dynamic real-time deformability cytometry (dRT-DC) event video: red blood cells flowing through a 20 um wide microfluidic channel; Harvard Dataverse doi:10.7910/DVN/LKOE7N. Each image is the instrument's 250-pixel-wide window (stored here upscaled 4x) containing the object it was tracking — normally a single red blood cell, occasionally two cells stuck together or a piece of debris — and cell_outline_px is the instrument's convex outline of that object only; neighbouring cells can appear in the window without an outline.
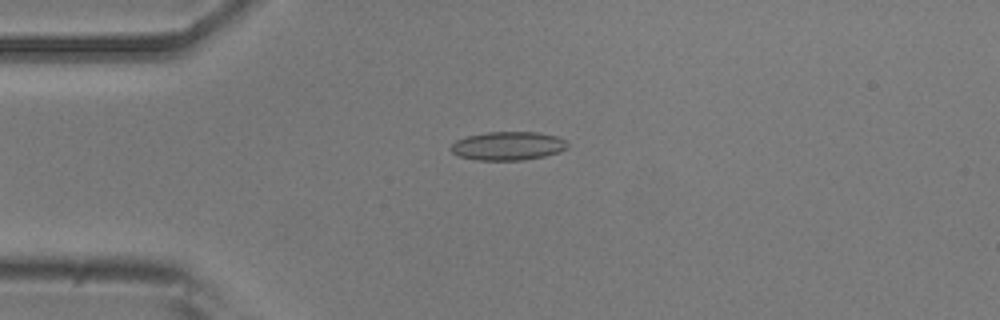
{"species": "common noctule bat (a hibernating species)", "species_latin": "Nyctalus noctula", "temperature_condition": "room temperature", "stored_images_in_passage": 53, "camera_frame_rate_fps": 3000, "um_per_image_px": 0.085, "animal": {"sex": "male", "body_mass_g": 20.5, "forearm_length_mm": 52.5}, "frame": {"image": 1, "passage_image": 13, "time_ms": 4.0, "image_size_px": [1000, 320], "cell_outline_px": [[568, 144], [560, 152], [544, 156], [524, 160], [476, 160], [460, 156], [452, 152], [448, 148], [456, 140], [468, 136], [488, 132], [536, 132], [556, 136], [564, 140]], "centroid_in_image_um": [43.15, 12.4], "position_along_channel_um": 41.9, "area_um2": 19.31}}
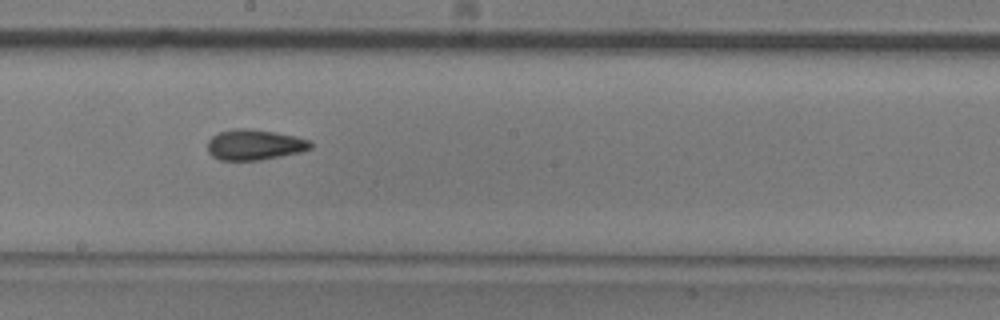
{"frame": {"image": 2, "passage_image": 29, "time_ms": 9.333, "image_size_px": [1000, 320], "cell_outline_px": [[312, 148], [300, 152], [260, 160], [220, 160], [212, 156], [208, 152], [208, 140], [212, 136], [220, 132], [236, 128], [244, 128], [272, 132], [296, 136], [308, 140], [312, 144]], "centroid_in_image_um": [21.61, 12.31], "position_along_channel_um": 226.6, "area_um2": 18.15}}
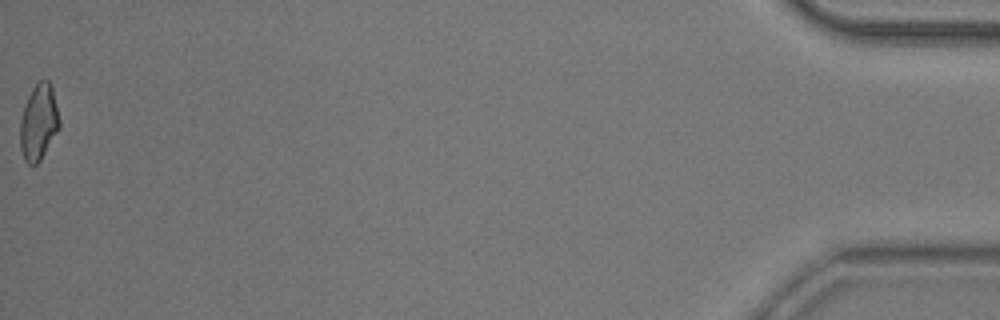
{"frame": {"image": 3, "passage_image": 53, "time_ms": 17.333, "image_size_px": [1000, 320], "cell_outline_px": [[60, 128], [40, 160], [36, 164], [28, 164], [24, 160], [20, 148], [20, 120], [24, 104], [32, 88], [40, 80], [48, 80], [52, 88], [60, 120]], "centroid_in_image_um": [3.28, 10.4], "position_along_channel_um": 431.9, "area_um2": 17.4}, "authors_computed_cell_mechanics": {"area_um2": 18.1492, "velocity_mm_per_s": 3.8436, "shape_relaxation_time_tau1_ms": null, "shape_relaxation_time_tau2_ms": 3.3707, "deformation_change_tau1": null, "deformation_change_tau2": 0.1067}}